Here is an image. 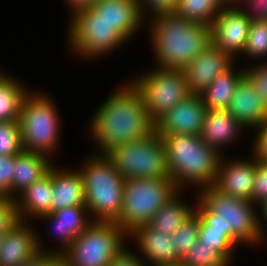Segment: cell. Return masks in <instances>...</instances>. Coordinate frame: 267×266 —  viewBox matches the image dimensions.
I'll return each mask as SVG.
<instances>
[{"label":"cell","mask_w":267,"mask_h":266,"mask_svg":"<svg viewBox=\"0 0 267 266\" xmlns=\"http://www.w3.org/2000/svg\"><path fill=\"white\" fill-rule=\"evenodd\" d=\"M130 82V83H129ZM97 107L88 128L99 154L113 147L143 139L155 131L140 90L129 81Z\"/></svg>","instance_id":"6da1fadb"},{"label":"cell","mask_w":267,"mask_h":266,"mask_svg":"<svg viewBox=\"0 0 267 266\" xmlns=\"http://www.w3.org/2000/svg\"><path fill=\"white\" fill-rule=\"evenodd\" d=\"M148 20L158 67L183 69L212 43L210 26L186 21L175 13Z\"/></svg>","instance_id":"7a4b0ae2"},{"label":"cell","mask_w":267,"mask_h":266,"mask_svg":"<svg viewBox=\"0 0 267 266\" xmlns=\"http://www.w3.org/2000/svg\"><path fill=\"white\" fill-rule=\"evenodd\" d=\"M166 150L167 167L175 186L183 191L187 184L198 190L213 186L220 155L200 135L159 134Z\"/></svg>","instance_id":"3957f363"},{"label":"cell","mask_w":267,"mask_h":266,"mask_svg":"<svg viewBox=\"0 0 267 266\" xmlns=\"http://www.w3.org/2000/svg\"><path fill=\"white\" fill-rule=\"evenodd\" d=\"M195 213L200 222H222L239 245H260L264 236L258 226L257 206L251 201L235 198L213 186L197 191ZM261 242V243H260Z\"/></svg>","instance_id":"277c9868"},{"label":"cell","mask_w":267,"mask_h":266,"mask_svg":"<svg viewBox=\"0 0 267 266\" xmlns=\"http://www.w3.org/2000/svg\"><path fill=\"white\" fill-rule=\"evenodd\" d=\"M78 169L85 190V203L93 221L115 222L123 207L124 177L106 154H93Z\"/></svg>","instance_id":"5b68a950"},{"label":"cell","mask_w":267,"mask_h":266,"mask_svg":"<svg viewBox=\"0 0 267 266\" xmlns=\"http://www.w3.org/2000/svg\"><path fill=\"white\" fill-rule=\"evenodd\" d=\"M59 118L57 105L50 95L29 93L22 103L18 120L24 151L54 156L60 146Z\"/></svg>","instance_id":"8992f818"},{"label":"cell","mask_w":267,"mask_h":266,"mask_svg":"<svg viewBox=\"0 0 267 266\" xmlns=\"http://www.w3.org/2000/svg\"><path fill=\"white\" fill-rule=\"evenodd\" d=\"M178 191L171 177L125 179L123 207L115 223L127 234L147 225Z\"/></svg>","instance_id":"52a82bcc"},{"label":"cell","mask_w":267,"mask_h":266,"mask_svg":"<svg viewBox=\"0 0 267 266\" xmlns=\"http://www.w3.org/2000/svg\"><path fill=\"white\" fill-rule=\"evenodd\" d=\"M69 15L67 42L78 57L93 61L94 57L96 59L107 55L127 43L115 27L91 7L76 10Z\"/></svg>","instance_id":"ba28073f"},{"label":"cell","mask_w":267,"mask_h":266,"mask_svg":"<svg viewBox=\"0 0 267 266\" xmlns=\"http://www.w3.org/2000/svg\"><path fill=\"white\" fill-rule=\"evenodd\" d=\"M106 155L124 179L168 178L167 157L161 136H149L113 147Z\"/></svg>","instance_id":"9c48e42d"},{"label":"cell","mask_w":267,"mask_h":266,"mask_svg":"<svg viewBox=\"0 0 267 266\" xmlns=\"http://www.w3.org/2000/svg\"><path fill=\"white\" fill-rule=\"evenodd\" d=\"M127 238L115 222L93 221L63 255L71 266H108L127 246Z\"/></svg>","instance_id":"30bf717a"},{"label":"cell","mask_w":267,"mask_h":266,"mask_svg":"<svg viewBox=\"0 0 267 266\" xmlns=\"http://www.w3.org/2000/svg\"><path fill=\"white\" fill-rule=\"evenodd\" d=\"M133 84L140 90L151 120L156 123L178 102L192 95L182 69L155 67L142 73Z\"/></svg>","instance_id":"8fae6325"},{"label":"cell","mask_w":267,"mask_h":266,"mask_svg":"<svg viewBox=\"0 0 267 266\" xmlns=\"http://www.w3.org/2000/svg\"><path fill=\"white\" fill-rule=\"evenodd\" d=\"M251 22L237 6H225L210 26L212 44L235 59L240 58L239 55H243L244 52Z\"/></svg>","instance_id":"7c38bea8"},{"label":"cell","mask_w":267,"mask_h":266,"mask_svg":"<svg viewBox=\"0 0 267 266\" xmlns=\"http://www.w3.org/2000/svg\"><path fill=\"white\" fill-rule=\"evenodd\" d=\"M235 59L212 43L183 69L192 94H201L221 73L230 69Z\"/></svg>","instance_id":"4fadbf2b"},{"label":"cell","mask_w":267,"mask_h":266,"mask_svg":"<svg viewBox=\"0 0 267 266\" xmlns=\"http://www.w3.org/2000/svg\"><path fill=\"white\" fill-rule=\"evenodd\" d=\"M34 229L31 223L18 220L5 232L0 246V266H20L39 251L57 253L56 249H44L40 235Z\"/></svg>","instance_id":"5bb4252c"},{"label":"cell","mask_w":267,"mask_h":266,"mask_svg":"<svg viewBox=\"0 0 267 266\" xmlns=\"http://www.w3.org/2000/svg\"><path fill=\"white\" fill-rule=\"evenodd\" d=\"M207 107L199 94H192L178 102L155 123L158 134L200 135Z\"/></svg>","instance_id":"9a60e30c"},{"label":"cell","mask_w":267,"mask_h":266,"mask_svg":"<svg viewBox=\"0 0 267 266\" xmlns=\"http://www.w3.org/2000/svg\"><path fill=\"white\" fill-rule=\"evenodd\" d=\"M251 157L248 160L221 157L213 187L223 194L251 201L256 170V159Z\"/></svg>","instance_id":"2e32d148"},{"label":"cell","mask_w":267,"mask_h":266,"mask_svg":"<svg viewBox=\"0 0 267 266\" xmlns=\"http://www.w3.org/2000/svg\"><path fill=\"white\" fill-rule=\"evenodd\" d=\"M138 247L141 259L148 266L179 265L181 258L176 254L172 236L152 229L148 224L135 228L128 234ZM138 245V246H137Z\"/></svg>","instance_id":"e0dca14e"},{"label":"cell","mask_w":267,"mask_h":266,"mask_svg":"<svg viewBox=\"0 0 267 266\" xmlns=\"http://www.w3.org/2000/svg\"><path fill=\"white\" fill-rule=\"evenodd\" d=\"M50 224L51 233L58 239L57 253L63 254L73 241L93 222L86 206L62 208L37 218ZM61 243V244H60Z\"/></svg>","instance_id":"ac0fdd59"},{"label":"cell","mask_w":267,"mask_h":266,"mask_svg":"<svg viewBox=\"0 0 267 266\" xmlns=\"http://www.w3.org/2000/svg\"><path fill=\"white\" fill-rule=\"evenodd\" d=\"M227 111L246 130L255 129L267 121V105L245 76L237 84Z\"/></svg>","instance_id":"d6986e66"},{"label":"cell","mask_w":267,"mask_h":266,"mask_svg":"<svg viewBox=\"0 0 267 266\" xmlns=\"http://www.w3.org/2000/svg\"><path fill=\"white\" fill-rule=\"evenodd\" d=\"M91 8L128 41L142 28L138 0H99Z\"/></svg>","instance_id":"ffe728a7"},{"label":"cell","mask_w":267,"mask_h":266,"mask_svg":"<svg viewBox=\"0 0 267 266\" xmlns=\"http://www.w3.org/2000/svg\"><path fill=\"white\" fill-rule=\"evenodd\" d=\"M52 195L51 166L45 176L27 187L15 198V208L18 220L29 222V219L35 220L41 215L51 213Z\"/></svg>","instance_id":"44dd1931"},{"label":"cell","mask_w":267,"mask_h":266,"mask_svg":"<svg viewBox=\"0 0 267 266\" xmlns=\"http://www.w3.org/2000/svg\"><path fill=\"white\" fill-rule=\"evenodd\" d=\"M243 129L246 128L227 109H207L200 137L223 156L221 148L238 140Z\"/></svg>","instance_id":"7402d4cb"},{"label":"cell","mask_w":267,"mask_h":266,"mask_svg":"<svg viewBox=\"0 0 267 266\" xmlns=\"http://www.w3.org/2000/svg\"><path fill=\"white\" fill-rule=\"evenodd\" d=\"M52 212L72 206H86L82 176L70 168L52 165Z\"/></svg>","instance_id":"603a6c76"},{"label":"cell","mask_w":267,"mask_h":266,"mask_svg":"<svg viewBox=\"0 0 267 266\" xmlns=\"http://www.w3.org/2000/svg\"><path fill=\"white\" fill-rule=\"evenodd\" d=\"M54 163L45 154L22 151L15 155V168L12 177V199L27 187L45 176Z\"/></svg>","instance_id":"cb8c5ba5"},{"label":"cell","mask_w":267,"mask_h":266,"mask_svg":"<svg viewBox=\"0 0 267 266\" xmlns=\"http://www.w3.org/2000/svg\"><path fill=\"white\" fill-rule=\"evenodd\" d=\"M182 192L179 190L153 215L148 222L152 229L172 236L195 213V204L182 201L180 195V193L183 194Z\"/></svg>","instance_id":"d4e9b609"},{"label":"cell","mask_w":267,"mask_h":266,"mask_svg":"<svg viewBox=\"0 0 267 266\" xmlns=\"http://www.w3.org/2000/svg\"><path fill=\"white\" fill-rule=\"evenodd\" d=\"M235 65L236 64L227 71L221 73L201 94H199L207 109L228 108L234 96L237 84L244 77V69H236Z\"/></svg>","instance_id":"484cf974"},{"label":"cell","mask_w":267,"mask_h":266,"mask_svg":"<svg viewBox=\"0 0 267 266\" xmlns=\"http://www.w3.org/2000/svg\"><path fill=\"white\" fill-rule=\"evenodd\" d=\"M19 81L10 74L0 80V122L19 120L22 103L31 92Z\"/></svg>","instance_id":"4316f807"},{"label":"cell","mask_w":267,"mask_h":266,"mask_svg":"<svg viewBox=\"0 0 267 266\" xmlns=\"http://www.w3.org/2000/svg\"><path fill=\"white\" fill-rule=\"evenodd\" d=\"M224 7L220 0H178L174 13L186 21L211 26Z\"/></svg>","instance_id":"83f0119b"},{"label":"cell","mask_w":267,"mask_h":266,"mask_svg":"<svg viewBox=\"0 0 267 266\" xmlns=\"http://www.w3.org/2000/svg\"><path fill=\"white\" fill-rule=\"evenodd\" d=\"M182 266H229L231 265L213 246L197 240L195 245L182 257Z\"/></svg>","instance_id":"f1b7e54d"},{"label":"cell","mask_w":267,"mask_h":266,"mask_svg":"<svg viewBox=\"0 0 267 266\" xmlns=\"http://www.w3.org/2000/svg\"><path fill=\"white\" fill-rule=\"evenodd\" d=\"M198 240L208 246H213L230 264L234 258L237 245H239L229 234L224 233V230L206 229L199 221Z\"/></svg>","instance_id":"f546056e"},{"label":"cell","mask_w":267,"mask_h":266,"mask_svg":"<svg viewBox=\"0 0 267 266\" xmlns=\"http://www.w3.org/2000/svg\"><path fill=\"white\" fill-rule=\"evenodd\" d=\"M243 54L258 61L267 56V21L251 22Z\"/></svg>","instance_id":"4dcf8cb0"},{"label":"cell","mask_w":267,"mask_h":266,"mask_svg":"<svg viewBox=\"0 0 267 266\" xmlns=\"http://www.w3.org/2000/svg\"><path fill=\"white\" fill-rule=\"evenodd\" d=\"M23 149L20 125L18 121L0 122V156H15Z\"/></svg>","instance_id":"1f68e13d"},{"label":"cell","mask_w":267,"mask_h":266,"mask_svg":"<svg viewBox=\"0 0 267 266\" xmlns=\"http://www.w3.org/2000/svg\"><path fill=\"white\" fill-rule=\"evenodd\" d=\"M199 218L194 213L172 235L176 254L182 259L198 240Z\"/></svg>","instance_id":"d6a6232c"},{"label":"cell","mask_w":267,"mask_h":266,"mask_svg":"<svg viewBox=\"0 0 267 266\" xmlns=\"http://www.w3.org/2000/svg\"><path fill=\"white\" fill-rule=\"evenodd\" d=\"M244 76L267 105V62L246 67L244 69Z\"/></svg>","instance_id":"836d02e7"},{"label":"cell","mask_w":267,"mask_h":266,"mask_svg":"<svg viewBox=\"0 0 267 266\" xmlns=\"http://www.w3.org/2000/svg\"><path fill=\"white\" fill-rule=\"evenodd\" d=\"M138 3L144 21H147L145 18L148 16L147 14H150V18H152L157 15L174 13L178 6V0H138Z\"/></svg>","instance_id":"e575fe53"},{"label":"cell","mask_w":267,"mask_h":266,"mask_svg":"<svg viewBox=\"0 0 267 266\" xmlns=\"http://www.w3.org/2000/svg\"><path fill=\"white\" fill-rule=\"evenodd\" d=\"M265 200H267V163L258 162L256 160L251 202L258 206Z\"/></svg>","instance_id":"d590c367"},{"label":"cell","mask_w":267,"mask_h":266,"mask_svg":"<svg viewBox=\"0 0 267 266\" xmlns=\"http://www.w3.org/2000/svg\"><path fill=\"white\" fill-rule=\"evenodd\" d=\"M15 156H0V196L12 198Z\"/></svg>","instance_id":"8d00e7d4"},{"label":"cell","mask_w":267,"mask_h":266,"mask_svg":"<svg viewBox=\"0 0 267 266\" xmlns=\"http://www.w3.org/2000/svg\"><path fill=\"white\" fill-rule=\"evenodd\" d=\"M237 7L251 21H267V0H241Z\"/></svg>","instance_id":"74e56055"},{"label":"cell","mask_w":267,"mask_h":266,"mask_svg":"<svg viewBox=\"0 0 267 266\" xmlns=\"http://www.w3.org/2000/svg\"><path fill=\"white\" fill-rule=\"evenodd\" d=\"M17 221L15 199L0 196V232H6Z\"/></svg>","instance_id":"f35d334b"},{"label":"cell","mask_w":267,"mask_h":266,"mask_svg":"<svg viewBox=\"0 0 267 266\" xmlns=\"http://www.w3.org/2000/svg\"><path fill=\"white\" fill-rule=\"evenodd\" d=\"M256 130L257 133L252 140L253 144H251L253 145L252 156L258 162L267 163V121L261 126H258Z\"/></svg>","instance_id":"ab89813d"},{"label":"cell","mask_w":267,"mask_h":266,"mask_svg":"<svg viewBox=\"0 0 267 266\" xmlns=\"http://www.w3.org/2000/svg\"><path fill=\"white\" fill-rule=\"evenodd\" d=\"M108 266H148L144 259L133 252L128 247H125L118 255H116Z\"/></svg>","instance_id":"60d3db41"},{"label":"cell","mask_w":267,"mask_h":266,"mask_svg":"<svg viewBox=\"0 0 267 266\" xmlns=\"http://www.w3.org/2000/svg\"><path fill=\"white\" fill-rule=\"evenodd\" d=\"M257 207H259L257 208V210L260 211L259 213H257L259 230L264 237H267V235H265L267 233V200L260 203Z\"/></svg>","instance_id":"b9f144b4"},{"label":"cell","mask_w":267,"mask_h":266,"mask_svg":"<svg viewBox=\"0 0 267 266\" xmlns=\"http://www.w3.org/2000/svg\"><path fill=\"white\" fill-rule=\"evenodd\" d=\"M20 266H48V251H39Z\"/></svg>","instance_id":"7bdbcfd3"},{"label":"cell","mask_w":267,"mask_h":266,"mask_svg":"<svg viewBox=\"0 0 267 266\" xmlns=\"http://www.w3.org/2000/svg\"><path fill=\"white\" fill-rule=\"evenodd\" d=\"M48 266H71L69 260L61 253L48 252Z\"/></svg>","instance_id":"ee69618b"},{"label":"cell","mask_w":267,"mask_h":266,"mask_svg":"<svg viewBox=\"0 0 267 266\" xmlns=\"http://www.w3.org/2000/svg\"><path fill=\"white\" fill-rule=\"evenodd\" d=\"M67 1V2H66ZM97 1L99 0H65L66 4L68 3V7L70 12H74L76 10L85 8V7H91L93 6Z\"/></svg>","instance_id":"f6af8a7d"},{"label":"cell","mask_w":267,"mask_h":266,"mask_svg":"<svg viewBox=\"0 0 267 266\" xmlns=\"http://www.w3.org/2000/svg\"><path fill=\"white\" fill-rule=\"evenodd\" d=\"M206 229H217V230H224L226 233V227L222 222H201Z\"/></svg>","instance_id":"bcb514c9"},{"label":"cell","mask_w":267,"mask_h":266,"mask_svg":"<svg viewBox=\"0 0 267 266\" xmlns=\"http://www.w3.org/2000/svg\"><path fill=\"white\" fill-rule=\"evenodd\" d=\"M241 0H220L224 6H237Z\"/></svg>","instance_id":"7dc6e473"},{"label":"cell","mask_w":267,"mask_h":266,"mask_svg":"<svg viewBox=\"0 0 267 266\" xmlns=\"http://www.w3.org/2000/svg\"><path fill=\"white\" fill-rule=\"evenodd\" d=\"M5 232H0V246L2 244Z\"/></svg>","instance_id":"c3c4849f"},{"label":"cell","mask_w":267,"mask_h":266,"mask_svg":"<svg viewBox=\"0 0 267 266\" xmlns=\"http://www.w3.org/2000/svg\"><path fill=\"white\" fill-rule=\"evenodd\" d=\"M6 74H7V72L4 73L3 71H0V80H1Z\"/></svg>","instance_id":"681fc988"},{"label":"cell","mask_w":267,"mask_h":266,"mask_svg":"<svg viewBox=\"0 0 267 266\" xmlns=\"http://www.w3.org/2000/svg\"><path fill=\"white\" fill-rule=\"evenodd\" d=\"M167 266H182L181 264H179V265H167Z\"/></svg>","instance_id":"f907efd6"}]
</instances>
